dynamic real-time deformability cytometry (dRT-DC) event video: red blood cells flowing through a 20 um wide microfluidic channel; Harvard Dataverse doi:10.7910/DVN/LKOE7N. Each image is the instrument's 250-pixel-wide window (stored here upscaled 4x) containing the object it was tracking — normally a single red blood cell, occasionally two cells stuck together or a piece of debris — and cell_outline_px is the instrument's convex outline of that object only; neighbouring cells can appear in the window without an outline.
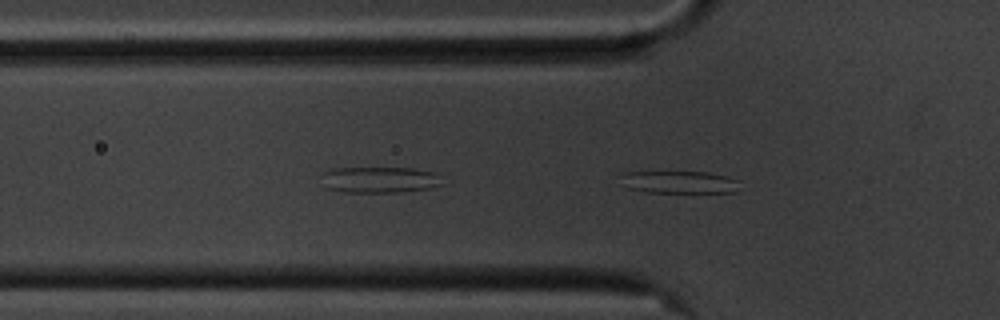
{"species": "common noctule bat (a hibernating species)", "species_latin": "Nyctalus noctula", "temperature_condition": "cold", "stored_images_in_passage": 43, "camera_frame_rate_fps": 3000, "um_per_image_px": 0.085, "animal": {"sex": "male", "body_mass_g": 20.1, "forearm_length_mm": 53.5}, "frame": {"image": 1, "passage_image": 3, "time_ms": 0.667, "image_size_px": [1000, 320], "cell_outline_px": [[740, 180], [736, 192], [644, 192], [628, 188], [624, 172], [708, 172], [728, 176]], "centroid_in_image_um": [57.87, 15.48], "position_along_channel_um": 67.9, "area_um2": 15.2}}
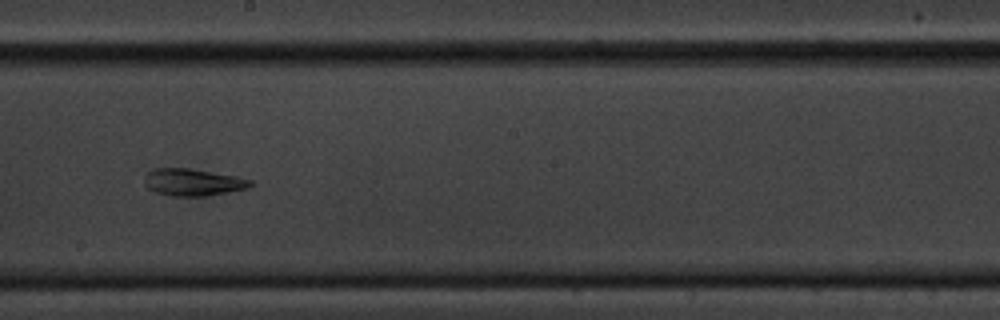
{"frame": {"image": 2, "passage_image": 17, "time_ms": 5.333, "image_size_px": [1000, 320], "cell_outline_px": [[256, 184], [248, 188], [228, 192], [204, 196], [172, 196], [156, 192], [148, 188], [144, 184], [144, 176], [152, 168], [188, 168], [236, 176], [252, 180]], "centroid_in_image_um": [16.4, 15.49], "position_along_channel_um": 231.8, "area_um2": 16.82}}
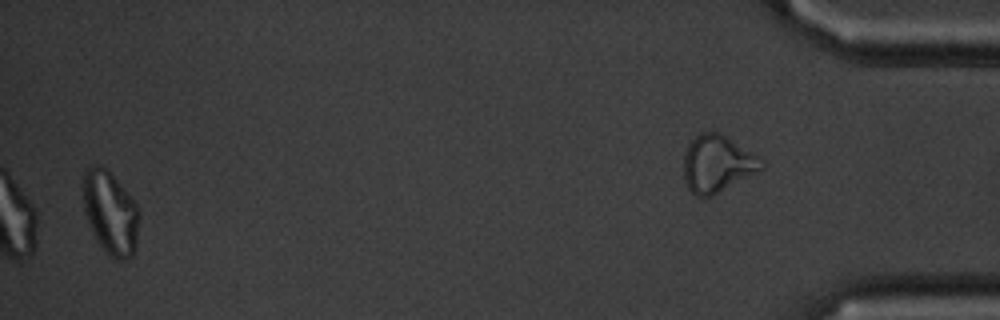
{"frame": {"image": 3, "passage_image": 41, "time_ms": 13.333, "image_size_px": [1000, 320], "cell_outline_px": [[136, 248], [132, 256], [124, 260], [112, 260], [96, 240], [88, 224], [84, 212], [80, 184], [84, 172], [92, 164], [96, 164], [104, 168], [128, 192], [136, 204]], "centroid_in_image_um": [9.3, 18.08], "position_along_channel_um": 425.9, "area_um2": 27.22}, "authors_computed_cell_mechanics": {"area_um2": 16.9354, "velocity_mm_per_s": 3.5083, "shape_relaxation_time_tau1_ms": null, "shape_relaxation_time_tau2_ms": 4.1071, "deformation_change_tau1": null, "deformation_change_tau2": 0.1195}}